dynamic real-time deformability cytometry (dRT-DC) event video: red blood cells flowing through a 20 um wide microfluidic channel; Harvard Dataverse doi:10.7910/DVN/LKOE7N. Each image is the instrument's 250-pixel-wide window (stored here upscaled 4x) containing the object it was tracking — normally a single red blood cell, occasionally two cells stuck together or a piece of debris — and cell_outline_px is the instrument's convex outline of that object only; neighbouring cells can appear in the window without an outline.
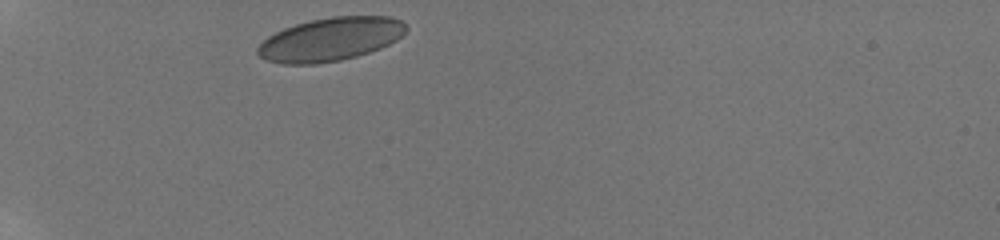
{"species": "human", "species_latin": "Homo sapiens", "temperature_condition": "room temperature", "stored_images_in_passage": 11, "camera_frame_rate_fps": 3000, "um_per_image_px": 0.085, "donor": {"sex": "male"}, "frame": {"image": 1, "passage_image": 1, "time_ms": 0.0, "image_size_px": [1000, 240], "cell_outline_px": [[408, 28], [396, 40], [380, 48], [356, 56], [340, 60], [316, 64], [280, 64], [264, 60], [256, 52], [256, 48], [268, 36], [284, 28], [296, 24], [312, 20], [332, 16], [392, 16], [400, 20]], "centroid_in_image_um": [28.06, 3.34], "position_along_channel_um": 56.9, "area_um2": 37.45}}
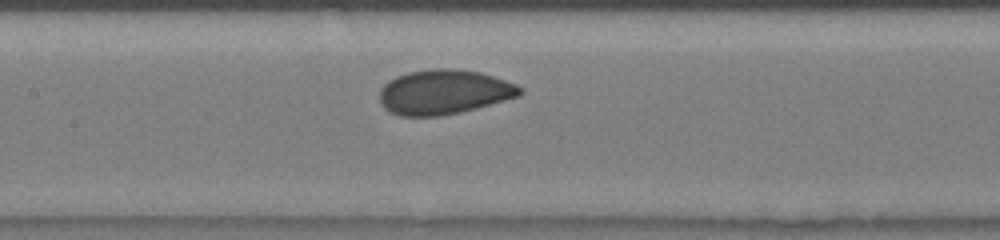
{"frame": {"image": 2, "passage_image": 6, "time_ms": 3.667, "image_size_px": [1000, 240], "cell_outline_px": [[524, 92], [520, 96], [476, 108], [460, 112], [440, 116], [400, 116], [388, 112], [380, 104], [380, 88], [388, 80], [396, 76], [408, 72], [432, 68], [456, 68], [480, 72], [516, 84], [524, 88]], "centroid_in_image_um": [37.72, 7.82], "position_along_channel_um": 169.7, "area_um2": 36.88}}
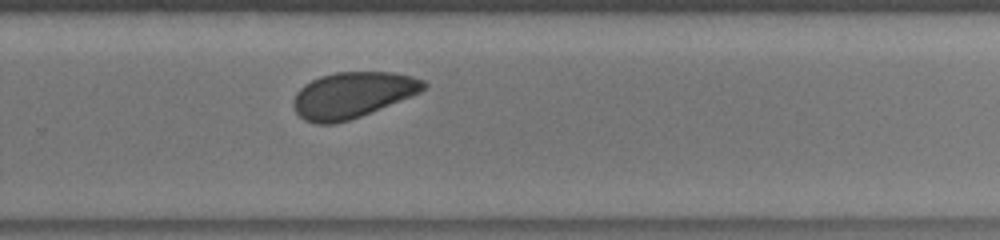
{"frame": {"image": 3, "passage_image": 11, "time_ms": 7.0, "image_size_px": [1000, 240], "cell_outline_px": [[428, 84], [420, 92], [360, 116], [336, 124], [316, 124], [304, 120], [296, 112], [292, 104], [292, 100], [296, 92], [304, 84], [320, 76], [336, 72], [396, 72], [412, 76], [424, 80]], "centroid_in_image_um": [29.92, 8.07], "position_along_channel_um": 299.9, "area_um2": 34.74}}